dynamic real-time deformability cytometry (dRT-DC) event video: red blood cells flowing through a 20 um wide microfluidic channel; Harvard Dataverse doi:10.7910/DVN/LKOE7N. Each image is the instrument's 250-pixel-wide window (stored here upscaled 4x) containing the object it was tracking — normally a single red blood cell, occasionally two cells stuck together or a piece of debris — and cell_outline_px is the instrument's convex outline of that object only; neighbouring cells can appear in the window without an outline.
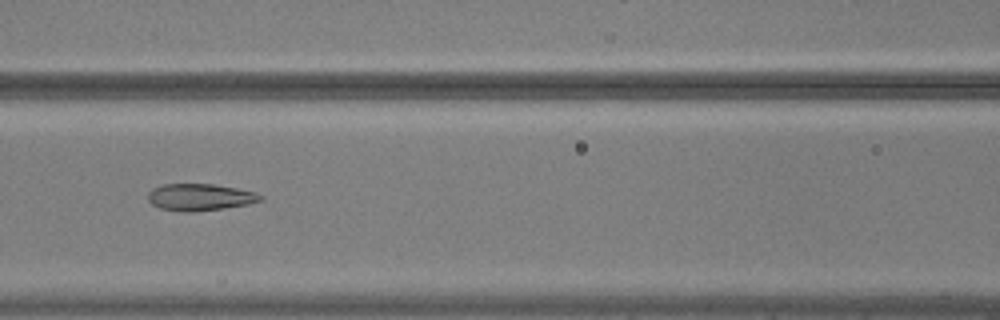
{"species": "common noctule bat (a hibernating species)", "species_latin": "Nyctalus noctula", "temperature_condition": "warm", "stored_images_in_passage": 51, "camera_frame_rate_fps": 3000, "um_per_image_px": 0.085, "animal": {"sex": "male", "body_mass_g": 20.5, "forearm_length_mm": 52.5}, "frame": {"image": 1, "passage_image": 26, "time_ms": 8.333, "image_size_px": [1000, 320], "cell_outline_px": [[264, 200], [248, 204], [224, 208], [192, 212], [184, 212], [160, 208], [152, 204], [148, 200], [148, 192], [152, 188], [164, 184], [212, 184], [236, 188], [256, 192], [264, 196]], "centroid_in_image_um": [17.01, 16.76], "position_along_channel_um": 149.6, "area_um2": 17.69}}
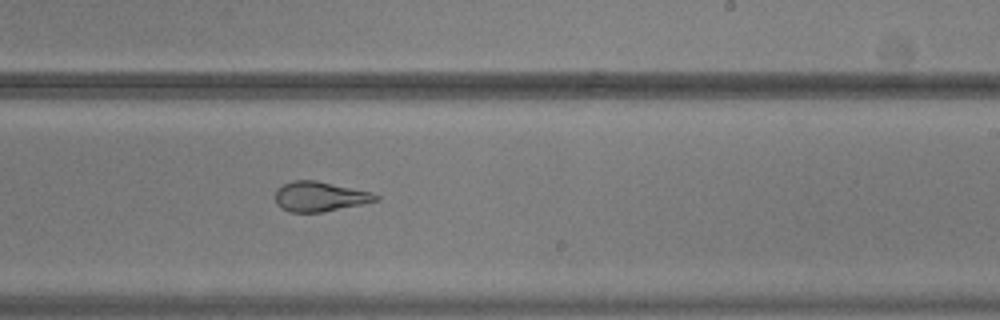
{"frame": {"image": 2, "passage_image": 35, "time_ms": 11.333, "image_size_px": [1000, 320], "cell_outline_px": [[380, 200], [324, 212], [288, 212], [280, 208], [276, 204], [276, 188], [292, 180], [316, 180], [372, 192], [380, 196]], "centroid_in_image_um": [27.18, 16.71], "position_along_channel_um": 261.8, "area_um2": 17.63}}
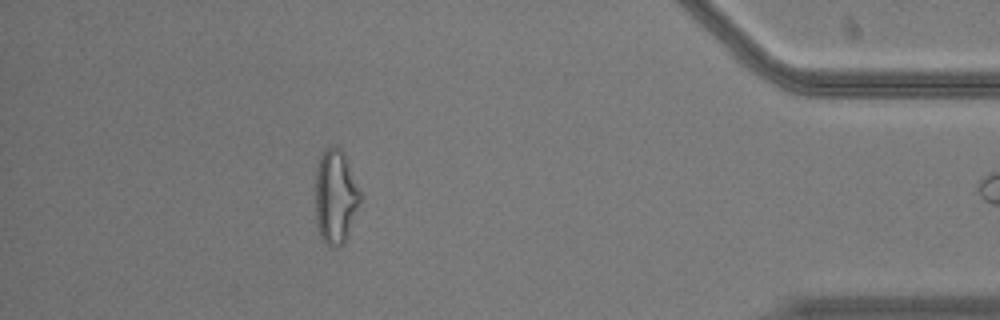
{"frame": {"image": 3, "passage_image": 50, "time_ms": 16.333, "image_size_px": [1000, 320], "cell_outline_px": [[360, 200], [348, 236], [344, 244], [336, 248], [332, 248], [324, 244], [320, 236], [316, 224], [316, 168], [320, 152], [328, 148], [340, 148], [344, 152], [360, 192]], "centroid_in_image_um": [28.5, 16.77], "position_along_channel_um": 406.7, "area_um2": 24.68}}